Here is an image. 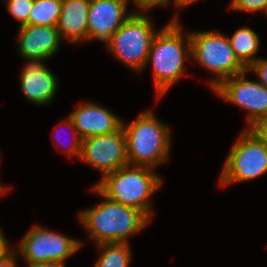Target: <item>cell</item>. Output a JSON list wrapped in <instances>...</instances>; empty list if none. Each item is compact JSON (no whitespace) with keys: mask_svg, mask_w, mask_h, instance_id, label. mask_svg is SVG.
I'll list each match as a JSON object with an SVG mask.
<instances>
[{"mask_svg":"<svg viewBox=\"0 0 267 267\" xmlns=\"http://www.w3.org/2000/svg\"><path fill=\"white\" fill-rule=\"evenodd\" d=\"M154 35L146 66L151 63L154 87L159 100L185 75V61L191 58L190 32L184 35L178 12ZM186 37V38H185Z\"/></svg>","mask_w":267,"mask_h":267,"instance_id":"cell-1","label":"cell"},{"mask_svg":"<svg viewBox=\"0 0 267 267\" xmlns=\"http://www.w3.org/2000/svg\"><path fill=\"white\" fill-rule=\"evenodd\" d=\"M92 191L99 194L103 201L80 210L78 219L96 245L128 243L130 236L140 233L150 223V219L138 209L107 199L94 186Z\"/></svg>","mask_w":267,"mask_h":267,"instance_id":"cell-2","label":"cell"},{"mask_svg":"<svg viewBox=\"0 0 267 267\" xmlns=\"http://www.w3.org/2000/svg\"><path fill=\"white\" fill-rule=\"evenodd\" d=\"M155 169L127 164L104 175L94 187L107 199L133 207L152 218L151 197L163 184Z\"/></svg>","mask_w":267,"mask_h":267,"instance_id":"cell-3","label":"cell"},{"mask_svg":"<svg viewBox=\"0 0 267 267\" xmlns=\"http://www.w3.org/2000/svg\"><path fill=\"white\" fill-rule=\"evenodd\" d=\"M122 128L129 164L156 169L170 158L171 129L152 110L142 112L130 123L122 121Z\"/></svg>","mask_w":267,"mask_h":267,"instance_id":"cell-4","label":"cell"},{"mask_svg":"<svg viewBox=\"0 0 267 267\" xmlns=\"http://www.w3.org/2000/svg\"><path fill=\"white\" fill-rule=\"evenodd\" d=\"M191 58L214 76L208 85L215 90L224 80L247 68L235 56L228 36L216 31L190 32Z\"/></svg>","mask_w":267,"mask_h":267,"instance_id":"cell-5","label":"cell"},{"mask_svg":"<svg viewBox=\"0 0 267 267\" xmlns=\"http://www.w3.org/2000/svg\"><path fill=\"white\" fill-rule=\"evenodd\" d=\"M147 12H135L106 42V48L124 65L141 75L146 69L150 45L158 32Z\"/></svg>","mask_w":267,"mask_h":267,"instance_id":"cell-6","label":"cell"},{"mask_svg":"<svg viewBox=\"0 0 267 267\" xmlns=\"http://www.w3.org/2000/svg\"><path fill=\"white\" fill-rule=\"evenodd\" d=\"M266 173L267 146L249 128H244L225 159L220 186L254 180Z\"/></svg>","mask_w":267,"mask_h":267,"instance_id":"cell-7","label":"cell"},{"mask_svg":"<svg viewBox=\"0 0 267 267\" xmlns=\"http://www.w3.org/2000/svg\"><path fill=\"white\" fill-rule=\"evenodd\" d=\"M81 245L82 242L77 238L65 236L38 224L24 234L15 250L23 256L26 263L66 264L67 258L75 254Z\"/></svg>","mask_w":267,"mask_h":267,"instance_id":"cell-8","label":"cell"},{"mask_svg":"<svg viewBox=\"0 0 267 267\" xmlns=\"http://www.w3.org/2000/svg\"><path fill=\"white\" fill-rule=\"evenodd\" d=\"M248 70L224 80L213 92L219 98L246 110L247 126L267 117V88L259 81L246 78Z\"/></svg>","mask_w":267,"mask_h":267,"instance_id":"cell-9","label":"cell"},{"mask_svg":"<svg viewBox=\"0 0 267 267\" xmlns=\"http://www.w3.org/2000/svg\"><path fill=\"white\" fill-rule=\"evenodd\" d=\"M79 160L100 171L102 177L129 164L122 126L113 133L83 139Z\"/></svg>","mask_w":267,"mask_h":267,"instance_id":"cell-10","label":"cell"},{"mask_svg":"<svg viewBox=\"0 0 267 267\" xmlns=\"http://www.w3.org/2000/svg\"><path fill=\"white\" fill-rule=\"evenodd\" d=\"M129 1L90 0L88 41L97 39L106 43L116 30L134 13L127 12Z\"/></svg>","mask_w":267,"mask_h":267,"instance_id":"cell-11","label":"cell"},{"mask_svg":"<svg viewBox=\"0 0 267 267\" xmlns=\"http://www.w3.org/2000/svg\"><path fill=\"white\" fill-rule=\"evenodd\" d=\"M62 40L56 27L25 24L19 26L17 47L25 60L46 61L58 52Z\"/></svg>","mask_w":267,"mask_h":267,"instance_id":"cell-12","label":"cell"},{"mask_svg":"<svg viewBox=\"0 0 267 267\" xmlns=\"http://www.w3.org/2000/svg\"><path fill=\"white\" fill-rule=\"evenodd\" d=\"M68 117L82 140L113 133L122 126L123 121L111 110L94 102L79 104Z\"/></svg>","mask_w":267,"mask_h":267,"instance_id":"cell-13","label":"cell"},{"mask_svg":"<svg viewBox=\"0 0 267 267\" xmlns=\"http://www.w3.org/2000/svg\"><path fill=\"white\" fill-rule=\"evenodd\" d=\"M19 79L24 97L35 105L49 104L56 96L59 82L44 60L27 61Z\"/></svg>","mask_w":267,"mask_h":267,"instance_id":"cell-14","label":"cell"},{"mask_svg":"<svg viewBox=\"0 0 267 267\" xmlns=\"http://www.w3.org/2000/svg\"><path fill=\"white\" fill-rule=\"evenodd\" d=\"M90 0H62L56 28L68 43L88 41V13Z\"/></svg>","mask_w":267,"mask_h":267,"instance_id":"cell-15","label":"cell"},{"mask_svg":"<svg viewBox=\"0 0 267 267\" xmlns=\"http://www.w3.org/2000/svg\"><path fill=\"white\" fill-rule=\"evenodd\" d=\"M228 39L235 56L247 69L257 61L260 39L254 30L241 27Z\"/></svg>","mask_w":267,"mask_h":267,"instance_id":"cell-16","label":"cell"},{"mask_svg":"<svg viewBox=\"0 0 267 267\" xmlns=\"http://www.w3.org/2000/svg\"><path fill=\"white\" fill-rule=\"evenodd\" d=\"M129 243H103L96 245L99 258L94 267H130L132 251Z\"/></svg>","mask_w":267,"mask_h":267,"instance_id":"cell-17","label":"cell"},{"mask_svg":"<svg viewBox=\"0 0 267 267\" xmlns=\"http://www.w3.org/2000/svg\"><path fill=\"white\" fill-rule=\"evenodd\" d=\"M61 7L62 0H34L29 15V24L56 27Z\"/></svg>","mask_w":267,"mask_h":267,"instance_id":"cell-18","label":"cell"},{"mask_svg":"<svg viewBox=\"0 0 267 267\" xmlns=\"http://www.w3.org/2000/svg\"><path fill=\"white\" fill-rule=\"evenodd\" d=\"M5 6L10 15L20 22V26L29 24V15L33 7L34 0H4Z\"/></svg>","mask_w":267,"mask_h":267,"instance_id":"cell-19","label":"cell"},{"mask_svg":"<svg viewBox=\"0 0 267 267\" xmlns=\"http://www.w3.org/2000/svg\"><path fill=\"white\" fill-rule=\"evenodd\" d=\"M57 128H61L62 127H66L67 129L69 128L73 133L71 136V142L67 145H65V149L62 150V148L59 151H63L65 153H67L69 155V157H76V158H80L81 155V147H82V139L78 134V131L76 130L73 122L71 121V119L67 116L64 121L61 122V124H57ZM69 131V130H68ZM54 132L57 133V130H54ZM56 137V136H55ZM53 136V139L55 138ZM60 143H56V146H58ZM62 146V145H60Z\"/></svg>","mask_w":267,"mask_h":267,"instance_id":"cell-20","label":"cell"},{"mask_svg":"<svg viewBox=\"0 0 267 267\" xmlns=\"http://www.w3.org/2000/svg\"><path fill=\"white\" fill-rule=\"evenodd\" d=\"M229 9L239 12L247 11L249 13L263 11L267 15V0H231Z\"/></svg>","mask_w":267,"mask_h":267,"instance_id":"cell-21","label":"cell"},{"mask_svg":"<svg viewBox=\"0 0 267 267\" xmlns=\"http://www.w3.org/2000/svg\"><path fill=\"white\" fill-rule=\"evenodd\" d=\"M258 76V81L267 88V58H258L248 69Z\"/></svg>","mask_w":267,"mask_h":267,"instance_id":"cell-22","label":"cell"},{"mask_svg":"<svg viewBox=\"0 0 267 267\" xmlns=\"http://www.w3.org/2000/svg\"><path fill=\"white\" fill-rule=\"evenodd\" d=\"M136 6L135 12H149V10L159 7L168 6V0H131Z\"/></svg>","mask_w":267,"mask_h":267,"instance_id":"cell-23","label":"cell"},{"mask_svg":"<svg viewBox=\"0 0 267 267\" xmlns=\"http://www.w3.org/2000/svg\"><path fill=\"white\" fill-rule=\"evenodd\" d=\"M249 129L267 146V117L258 120Z\"/></svg>","mask_w":267,"mask_h":267,"instance_id":"cell-24","label":"cell"},{"mask_svg":"<svg viewBox=\"0 0 267 267\" xmlns=\"http://www.w3.org/2000/svg\"><path fill=\"white\" fill-rule=\"evenodd\" d=\"M9 246L10 244L8 243V239L5 237L4 233L0 228V261L5 259L15 250V248Z\"/></svg>","mask_w":267,"mask_h":267,"instance_id":"cell-25","label":"cell"},{"mask_svg":"<svg viewBox=\"0 0 267 267\" xmlns=\"http://www.w3.org/2000/svg\"><path fill=\"white\" fill-rule=\"evenodd\" d=\"M17 251L14 250L9 256L0 261V267H19L17 266Z\"/></svg>","mask_w":267,"mask_h":267,"instance_id":"cell-26","label":"cell"},{"mask_svg":"<svg viewBox=\"0 0 267 267\" xmlns=\"http://www.w3.org/2000/svg\"><path fill=\"white\" fill-rule=\"evenodd\" d=\"M26 267H66L65 264L58 262H47V263H26Z\"/></svg>","mask_w":267,"mask_h":267,"instance_id":"cell-27","label":"cell"},{"mask_svg":"<svg viewBox=\"0 0 267 267\" xmlns=\"http://www.w3.org/2000/svg\"><path fill=\"white\" fill-rule=\"evenodd\" d=\"M171 1H173V2H171ZM196 1H198V0H168V5L171 3H173L174 4V6H176L177 8H182L183 6L185 7V6H188L189 4H191V3H194V2H196Z\"/></svg>","mask_w":267,"mask_h":267,"instance_id":"cell-28","label":"cell"},{"mask_svg":"<svg viewBox=\"0 0 267 267\" xmlns=\"http://www.w3.org/2000/svg\"><path fill=\"white\" fill-rule=\"evenodd\" d=\"M0 157H1V153H0ZM1 161H2V159L0 158V164H1ZM0 166H1V165H0ZM7 188H8V187H5V186H3V185L0 184V190H1L3 193L8 192V191H7Z\"/></svg>","mask_w":267,"mask_h":267,"instance_id":"cell-29","label":"cell"}]
</instances>
